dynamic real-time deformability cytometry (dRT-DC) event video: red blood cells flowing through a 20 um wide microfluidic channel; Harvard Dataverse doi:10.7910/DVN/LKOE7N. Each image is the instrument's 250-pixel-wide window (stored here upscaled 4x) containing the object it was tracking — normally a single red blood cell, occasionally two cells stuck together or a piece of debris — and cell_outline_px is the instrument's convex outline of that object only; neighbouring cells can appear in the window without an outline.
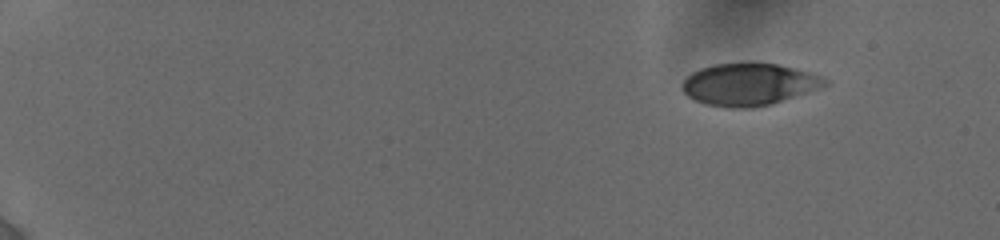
{"species": "human", "species_latin": "Homo sapiens", "temperature_condition": "cold", "stored_images_in_passage": 22, "camera_frame_rate_fps": 3000, "um_per_image_px": 0.085, "donor": {"sex": "female"}, "frame": {"image": 1, "passage_image": 5, "time_ms": 2.333, "image_size_px": [1000, 240], "cell_outline_px": [[832, 84], [824, 88], [772, 104], [752, 108], [728, 108], [704, 104], [688, 96], [684, 92], [684, 80], [692, 72], [700, 68], [716, 64], [748, 60], [752, 60], [776, 64], [796, 68], [812, 72], [824, 76], [832, 80]], "centroid_in_image_um": [63.79, 7.14], "position_along_channel_um": 21.2, "area_um2": 36.3}}
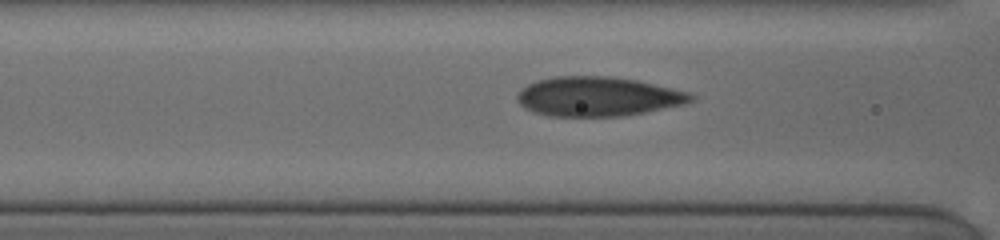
{"frame": {"image": 2, "passage_image": 17, "time_ms": 8.667, "image_size_px": [1000, 240], "cell_outline_px": [[696, 100], [684, 104], [644, 112], [620, 116], [552, 116], [536, 112], [524, 108], [516, 100], [516, 96], [528, 84], [540, 80], [556, 76], [608, 76], [636, 80], [688, 92], [696, 96]], "centroid_in_image_um": [50.84, 8.2], "position_along_channel_um": 115.8, "area_um2": 39.54}}
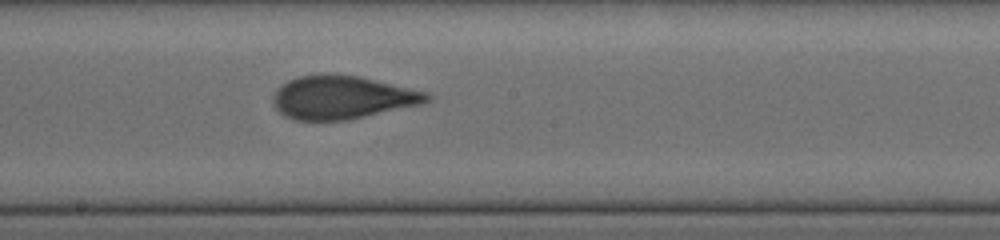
{"frame": {"image": 3, "passage_image": 22, "time_ms": 11.333, "image_size_px": [1000, 240], "cell_outline_px": [[432, 100], [424, 104], [344, 120], [292, 120], [284, 116], [272, 104], [272, 96], [276, 88], [288, 80], [300, 76], [356, 76], [428, 92], [432, 96]], "centroid_in_image_um": [29.08, 8.31], "position_along_channel_um": 219.1, "area_um2": 38.21}}